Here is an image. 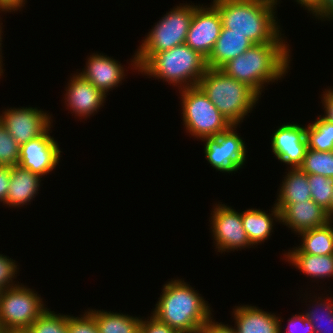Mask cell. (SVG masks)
Segmentation results:
<instances>
[{"instance_id": "1", "label": "cell", "mask_w": 333, "mask_h": 333, "mask_svg": "<svg viewBox=\"0 0 333 333\" xmlns=\"http://www.w3.org/2000/svg\"><path fill=\"white\" fill-rule=\"evenodd\" d=\"M281 0H213L212 4L228 33L246 36L254 44L287 42L278 20L277 5Z\"/></svg>"}, {"instance_id": "2", "label": "cell", "mask_w": 333, "mask_h": 333, "mask_svg": "<svg viewBox=\"0 0 333 333\" xmlns=\"http://www.w3.org/2000/svg\"><path fill=\"white\" fill-rule=\"evenodd\" d=\"M291 50L288 42L254 44L220 69L262 97L265 87L287 76L293 60Z\"/></svg>"}, {"instance_id": "3", "label": "cell", "mask_w": 333, "mask_h": 333, "mask_svg": "<svg viewBox=\"0 0 333 333\" xmlns=\"http://www.w3.org/2000/svg\"><path fill=\"white\" fill-rule=\"evenodd\" d=\"M188 283L184 278L166 281L151 315L179 333H199L214 311Z\"/></svg>"}, {"instance_id": "4", "label": "cell", "mask_w": 333, "mask_h": 333, "mask_svg": "<svg viewBox=\"0 0 333 333\" xmlns=\"http://www.w3.org/2000/svg\"><path fill=\"white\" fill-rule=\"evenodd\" d=\"M198 86L232 125L242 124L261 99L247 84L221 69L208 68Z\"/></svg>"}, {"instance_id": "5", "label": "cell", "mask_w": 333, "mask_h": 333, "mask_svg": "<svg viewBox=\"0 0 333 333\" xmlns=\"http://www.w3.org/2000/svg\"><path fill=\"white\" fill-rule=\"evenodd\" d=\"M207 69L206 58L184 43L154 54L138 74L163 80L168 85L178 86L177 90H180L197 86Z\"/></svg>"}, {"instance_id": "6", "label": "cell", "mask_w": 333, "mask_h": 333, "mask_svg": "<svg viewBox=\"0 0 333 333\" xmlns=\"http://www.w3.org/2000/svg\"><path fill=\"white\" fill-rule=\"evenodd\" d=\"M196 4V5H195ZM179 3L167 11L150 32L146 33L140 46L135 50L132 60L128 64L133 72L139 69L157 52L167 51L184 44L197 3Z\"/></svg>"}, {"instance_id": "7", "label": "cell", "mask_w": 333, "mask_h": 333, "mask_svg": "<svg viewBox=\"0 0 333 333\" xmlns=\"http://www.w3.org/2000/svg\"><path fill=\"white\" fill-rule=\"evenodd\" d=\"M178 93L182 125L190 138L200 141L215 137L232 126L198 85L180 89Z\"/></svg>"}, {"instance_id": "8", "label": "cell", "mask_w": 333, "mask_h": 333, "mask_svg": "<svg viewBox=\"0 0 333 333\" xmlns=\"http://www.w3.org/2000/svg\"><path fill=\"white\" fill-rule=\"evenodd\" d=\"M43 299L36 290L22 283L4 289L0 296V331L24 333L48 308Z\"/></svg>"}, {"instance_id": "9", "label": "cell", "mask_w": 333, "mask_h": 333, "mask_svg": "<svg viewBox=\"0 0 333 333\" xmlns=\"http://www.w3.org/2000/svg\"><path fill=\"white\" fill-rule=\"evenodd\" d=\"M223 202H216L210 214V232L212 235L214 251L217 253L238 252L241 249L255 248L249 241L242 224V212L236 211L233 206ZM226 204V205H225Z\"/></svg>"}, {"instance_id": "10", "label": "cell", "mask_w": 333, "mask_h": 333, "mask_svg": "<svg viewBox=\"0 0 333 333\" xmlns=\"http://www.w3.org/2000/svg\"><path fill=\"white\" fill-rule=\"evenodd\" d=\"M237 127L241 128L240 125H232L215 137L201 140L204 143V157L217 172L232 175L244 168L248 150L243 137L237 133Z\"/></svg>"}, {"instance_id": "11", "label": "cell", "mask_w": 333, "mask_h": 333, "mask_svg": "<svg viewBox=\"0 0 333 333\" xmlns=\"http://www.w3.org/2000/svg\"><path fill=\"white\" fill-rule=\"evenodd\" d=\"M0 112V123L20 146L42 135L53 124L50 112L29 105L7 106Z\"/></svg>"}, {"instance_id": "12", "label": "cell", "mask_w": 333, "mask_h": 333, "mask_svg": "<svg viewBox=\"0 0 333 333\" xmlns=\"http://www.w3.org/2000/svg\"><path fill=\"white\" fill-rule=\"evenodd\" d=\"M53 124L40 136L20 146L19 166L40 177L54 171L61 162V147L51 136Z\"/></svg>"}, {"instance_id": "13", "label": "cell", "mask_w": 333, "mask_h": 333, "mask_svg": "<svg viewBox=\"0 0 333 333\" xmlns=\"http://www.w3.org/2000/svg\"><path fill=\"white\" fill-rule=\"evenodd\" d=\"M203 5H199L193 12L185 43L207 59L221 33L222 20L212 4Z\"/></svg>"}, {"instance_id": "14", "label": "cell", "mask_w": 333, "mask_h": 333, "mask_svg": "<svg viewBox=\"0 0 333 333\" xmlns=\"http://www.w3.org/2000/svg\"><path fill=\"white\" fill-rule=\"evenodd\" d=\"M271 151L287 168L299 167L308 149L306 125L295 122L283 123L272 133Z\"/></svg>"}, {"instance_id": "15", "label": "cell", "mask_w": 333, "mask_h": 333, "mask_svg": "<svg viewBox=\"0 0 333 333\" xmlns=\"http://www.w3.org/2000/svg\"><path fill=\"white\" fill-rule=\"evenodd\" d=\"M71 75L65 85L64 105L75 118L77 116L80 121L84 118L86 120L104 107L107 95L78 73L74 72Z\"/></svg>"}, {"instance_id": "16", "label": "cell", "mask_w": 333, "mask_h": 333, "mask_svg": "<svg viewBox=\"0 0 333 333\" xmlns=\"http://www.w3.org/2000/svg\"><path fill=\"white\" fill-rule=\"evenodd\" d=\"M84 68L78 73L82 78L91 82L97 89L108 95L109 91L117 89L127 76L122 63L105 53L94 52L86 57Z\"/></svg>"}, {"instance_id": "17", "label": "cell", "mask_w": 333, "mask_h": 333, "mask_svg": "<svg viewBox=\"0 0 333 333\" xmlns=\"http://www.w3.org/2000/svg\"><path fill=\"white\" fill-rule=\"evenodd\" d=\"M280 224L298 235L300 232L324 226L332 219L325 209L313 200L288 205L280 213Z\"/></svg>"}, {"instance_id": "18", "label": "cell", "mask_w": 333, "mask_h": 333, "mask_svg": "<svg viewBox=\"0 0 333 333\" xmlns=\"http://www.w3.org/2000/svg\"><path fill=\"white\" fill-rule=\"evenodd\" d=\"M234 328L237 333H280L279 316L256 305L238 304L232 308Z\"/></svg>"}, {"instance_id": "19", "label": "cell", "mask_w": 333, "mask_h": 333, "mask_svg": "<svg viewBox=\"0 0 333 333\" xmlns=\"http://www.w3.org/2000/svg\"><path fill=\"white\" fill-rule=\"evenodd\" d=\"M42 177L19 165L11 167L9 190L6 196V207L18 208L30 205L40 191Z\"/></svg>"}, {"instance_id": "20", "label": "cell", "mask_w": 333, "mask_h": 333, "mask_svg": "<svg viewBox=\"0 0 333 333\" xmlns=\"http://www.w3.org/2000/svg\"><path fill=\"white\" fill-rule=\"evenodd\" d=\"M276 222L279 224L281 220L280 211L275 204L271 207V210L269 209V213L268 210L265 211L259 208H246L242 211L243 228L254 247L264 244V242H267L266 240L271 238Z\"/></svg>"}, {"instance_id": "21", "label": "cell", "mask_w": 333, "mask_h": 333, "mask_svg": "<svg viewBox=\"0 0 333 333\" xmlns=\"http://www.w3.org/2000/svg\"><path fill=\"white\" fill-rule=\"evenodd\" d=\"M283 260L298 269L305 276L310 277L312 282L326 280L333 277V254L310 255L303 253L297 246L284 251ZM318 280V281H317Z\"/></svg>"}, {"instance_id": "22", "label": "cell", "mask_w": 333, "mask_h": 333, "mask_svg": "<svg viewBox=\"0 0 333 333\" xmlns=\"http://www.w3.org/2000/svg\"><path fill=\"white\" fill-rule=\"evenodd\" d=\"M286 169L274 201L280 213L290 204L311 200L308 174L299 167Z\"/></svg>"}, {"instance_id": "23", "label": "cell", "mask_w": 333, "mask_h": 333, "mask_svg": "<svg viewBox=\"0 0 333 333\" xmlns=\"http://www.w3.org/2000/svg\"><path fill=\"white\" fill-rule=\"evenodd\" d=\"M253 45L254 43L246 36L238 33H228L227 28H222L211 54L206 59L207 67L220 69L228 61L243 54Z\"/></svg>"}, {"instance_id": "24", "label": "cell", "mask_w": 333, "mask_h": 333, "mask_svg": "<svg viewBox=\"0 0 333 333\" xmlns=\"http://www.w3.org/2000/svg\"><path fill=\"white\" fill-rule=\"evenodd\" d=\"M311 294L304 293L302 301L306 300L305 303H307V300L310 299L308 301L310 304H305V306H309L302 313L311 321L315 333H333V295L330 293L331 296H328V293L325 296L323 294L312 296ZM308 296H312L314 299L308 298Z\"/></svg>"}, {"instance_id": "25", "label": "cell", "mask_w": 333, "mask_h": 333, "mask_svg": "<svg viewBox=\"0 0 333 333\" xmlns=\"http://www.w3.org/2000/svg\"><path fill=\"white\" fill-rule=\"evenodd\" d=\"M95 317L99 333H139L142 317L129 314L87 308Z\"/></svg>"}, {"instance_id": "26", "label": "cell", "mask_w": 333, "mask_h": 333, "mask_svg": "<svg viewBox=\"0 0 333 333\" xmlns=\"http://www.w3.org/2000/svg\"><path fill=\"white\" fill-rule=\"evenodd\" d=\"M333 220L324 226L300 232L301 241L297 247L310 255L333 254Z\"/></svg>"}, {"instance_id": "27", "label": "cell", "mask_w": 333, "mask_h": 333, "mask_svg": "<svg viewBox=\"0 0 333 333\" xmlns=\"http://www.w3.org/2000/svg\"><path fill=\"white\" fill-rule=\"evenodd\" d=\"M308 148L316 151H333V122L318 115L314 122L306 126Z\"/></svg>"}, {"instance_id": "28", "label": "cell", "mask_w": 333, "mask_h": 333, "mask_svg": "<svg viewBox=\"0 0 333 333\" xmlns=\"http://www.w3.org/2000/svg\"><path fill=\"white\" fill-rule=\"evenodd\" d=\"M299 168L310 174L333 178V151H316L308 148Z\"/></svg>"}, {"instance_id": "29", "label": "cell", "mask_w": 333, "mask_h": 333, "mask_svg": "<svg viewBox=\"0 0 333 333\" xmlns=\"http://www.w3.org/2000/svg\"><path fill=\"white\" fill-rule=\"evenodd\" d=\"M47 308L24 333H68V314L56 313Z\"/></svg>"}, {"instance_id": "30", "label": "cell", "mask_w": 333, "mask_h": 333, "mask_svg": "<svg viewBox=\"0 0 333 333\" xmlns=\"http://www.w3.org/2000/svg\"><path fill=\"white\" fill-rule=\"evenodd\" d=\"M308 182L311 192V200L325 209L331 218V202L333 194V178L322 175H308Z\"/></svg>"}, {"instance_id": "31", "label": "cell", "mask_w": 333, "mask_h": 333, "mask_svg": "<svg viewBox=\"0 0 333 333\" xmlns=\"http://www.w3.org/2000/svg\"><path fill=\"white\" fill-rule=\"evenodd\" d=\"M20 145L0 123V166L13 167L19 164Z\"/></svg>"}, {"instance_id": "32", "label": "cell", "mask_w": 333, "mask_h": 333, "mask_svg": "<svg viewBox=\"0 0 333 333\" xmlns=\"http://www.w3.org/2000/svg\"><path fill=\"white\" fill-rule=\"evenodd\" d=\"M79 317L68 315V333H99L95 317L86 309Z\"/></svg>"}, {"instance_id": "33", "label": "cell", "mask_w": 333, "mask_h": 333, "mask_svg": "<svg viewBox=\"0 0 333 333\" xmlns=\"http://www.w3.org/2000/svg\"><path fill=\"white\" fill-rule=\"evenodd\" d=\"M18 262L0 253V288L3 290L18 285L17 274L20 272Z\"/></svg>"}, {"instance_id": "34", "label": "cell", "mask_w": 333, "mask_h": 333, "mask_svg": "<svg viewBox=\"0 0 333 333\" xmlns=\"http://www.w3.org/2000/svg\"><path fill=\"white\" fill-rule=\"evenodd\" d=\"M280 333H315L313 325L302 312L292 315L288 318V324L282 326L283 319L279 316ZM285 330V331H284Z\"/></svg>"}, {"instance_id": "35", "label": "cell", "mask_w": 333, "mask_h": 333, "mask_svg": "<svg viewBox=\"0 0 333 333\" xmlns=\"http://www.w3.org/2000/svg\"><path fill=\"white\" fill-rule=\"evenodd\" d=\"M142 317L139 333H179L167 324L160 322L150 314L147 318Z\"/></svg>"}, {"instance_id": "36", "label": "cell", "mask_w": 333, "mask_h": 333, "mask_svg": "<svg viewBox=\"0 0 333 333\" xmlns=\"http://www.w3.org/2000/svg\"><path fill=\"white\" fill-rule=\"evenodd\" d=\"M312 19L323 21H333V0H320L319 4L309 13Z\"/></svg>"}, {"instance_id": "37", "label": "cell", "mask_w": 333, "mask_h": 333, "mask_svg": "<svg viewBox=\"0 0 333 333\" xmlns=\"http://www.w3.org/2000/svg\"><path fill=\"white\" fill-rule=\"evenodd\" d=\"M320 97L324 114H321L326 120L333 122V86L322 90Z\"/></svg>"}, {"instance_id": "38", "label": "cell", "mask_w": 333, "mask_h": 333, "mask_svg": "<svg viewBox=\"0 0 333 333\" xmlns=\"http://www.w3.org/2000/svg\"><path fill=\"white\" fill-rule=\"evenodd\" d=\"M213 317L201 328L200 333H237L230 324L215 321Z\"/></svg>"}, {"instance_id": "39", "label": "cell", "mask_w": 333, "mask_h": 333, "mask_svg": "<svg viewBox=\"0 0 333 333\" xmlns=\"http://www.w3.org/2000/svg\"><path fill=\"white\" fill-rule=\"evenodd\" d=\"M11 167L0 166V202L5 206L6 196L9 190Z\"/></svg>"}, {"instance_id": "40", "label": "cell", "mask_w": 333, "mask_h": 333, "mask_svg": "<svg viewBox=\"0 0 333 333\" xmlns=\"http://www.w3.org/2000/svg\"><path fill=\"white\" fill-rule=\"evenodd\" d=\"M27 0H0V12L17 13L27 4Z\"/></svg>"}, {"instance_id": "41", "label": "cell", "mask_w": 333, "mask_h": 333, "mask_svg": "<svg viewBox=\"0 0 333 333\" xmlns=\"http://www.w3.org/2000/svg\"><path fill=\"white\" fill-rule=\"evenodd\" d=\"M320 0H294L300 7L307 10L310 13L318 4Z\"/></svg>"}, {"instance_id": "42", "label": "cell", "mask_w": 333, "mask_h": 333, "mask_svg": "<svg viewBox=\"0 0 333 333\" xmlns=\"http://www.w3.org/2000/svg\"><path fill=\"white\" fill-rule=\"evenodd\" d=\"M1 13H4V12H0V14H1ZM1 16H2V14L0 15V78L2 79L1 76H3L5 70L3 69V67H4V66H3L4 63H3V56H2V55L4 54V53H2V52H3V51H2V48H3V46H2V44H3V43H2V42H3V41H2V39H3V38H2V37H3V34H2V33H3V29H4V28L2 27V26H3V23H2V18H1ZM1 25H2V26H1Z\"/></svg>"}, {"instance_id": "43", "label": "cell", "mask_w": 333, "mask_h": 333, "mask_svg": "<svg viewBox=\"0 0 333 333\" xmlns=\"http://www.w3.org/2000/svg\"><path fill=\"white\" fill-rule=\"evenodd\" d=\"M331 219L333 220V194H332V202H331Z\"/></svg>"}]
</instances>
